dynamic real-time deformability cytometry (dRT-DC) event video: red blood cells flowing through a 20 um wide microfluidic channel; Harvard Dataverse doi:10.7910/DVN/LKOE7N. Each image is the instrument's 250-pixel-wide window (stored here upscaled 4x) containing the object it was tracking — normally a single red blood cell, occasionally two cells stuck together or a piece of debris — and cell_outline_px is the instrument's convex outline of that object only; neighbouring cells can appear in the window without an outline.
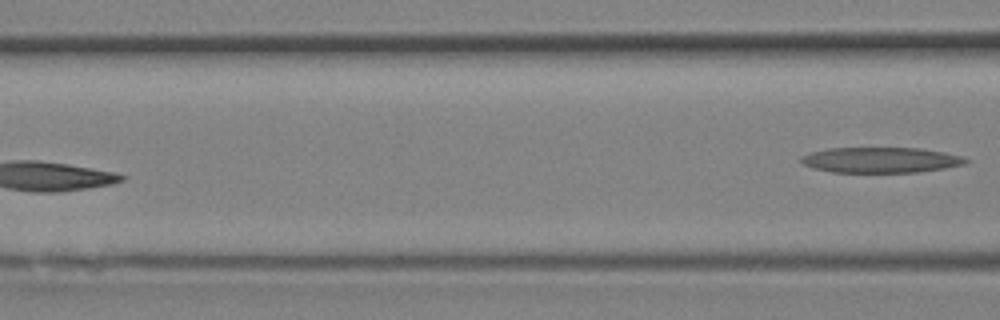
{"species": "Egyptian fruit bat (a non-hibernating species)", "species_latin": "Rousettus aegyptiacus", "temperature_condition": "room temperature", "stored_images_in_passage": 11, "segment_of_instrument_passage": [2, 2], "camera_frame_rate_fps": 3000, "um_per_image_px": 0.085, "animal": {"sex": "female"}, "frame": {"image": 1, "passage_image": 11, "time_ms": 3.333, "image_size_px": [1000, 320], "cell_outline_px": [[968, 160], [964, 164], [944, 168], [916, 172], [832, 172], [816, 168], [804, 164], [800, 160], [800, 156], [812, 152], [828, 148], [920, 148], [944, 152], [964, 156]], "centroid_in_image_um": [74.87, 13.59], "position_along_channel_um": 91.7, "area_um2": 24.28}}